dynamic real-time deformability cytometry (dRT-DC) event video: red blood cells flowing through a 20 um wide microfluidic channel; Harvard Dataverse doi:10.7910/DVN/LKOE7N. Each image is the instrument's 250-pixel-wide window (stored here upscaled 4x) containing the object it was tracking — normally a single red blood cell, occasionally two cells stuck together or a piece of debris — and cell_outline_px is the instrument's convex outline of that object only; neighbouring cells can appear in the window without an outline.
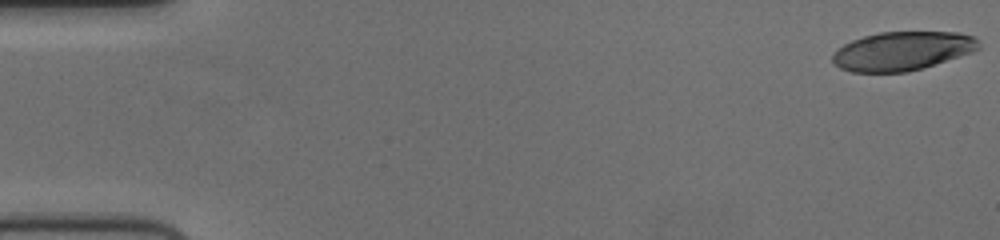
{"species": "human", "species_latin": "Homo sapiens", "temperature_condition": "cold", "stored_images_in_passage": 56, "camera_frame_rate_fps": 3000, "um_per_image_px": 0.085, "donor": {"sex": "female"}, "frame": {"image": 1, "passage_image": 1, "time_ms": 0.0, "image_size_px": [1000, 240], "cell_outline_px": [[980, 48], [972, 52], [924, 68], [908, 72], [852, 72], [840, 68], [832, 64], [832, 56], [844, 44], [852, 40], [864, 36], [880, 32], [960, 32], [976, 36], [980, 44]], "centroid_in_image_um": [76.73, 4.34], "position_along_channel_um": 8.3, "area_um2": 33.23}}
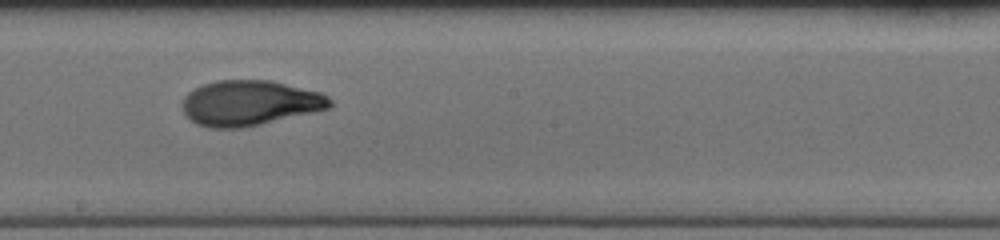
{"frame": {"image": 2, "passage_image": 32, "time_ms": 10.333, "image_size_px": [1000, 240], "cell_outline_px": [[332, 104], [328, 108], [312, 112], [260, 124], [240, 128], [208, 128], [196, 124], [184, 112], [184, 96], [188, 92], [204, 84], [216, 80], [272, 80], [320, 92], [328, 96], [332, 100]], "centroid_in_image_um": [21.23, 8.75], "position_along_channel_um": 227.0, "area_um2": 38.61}}
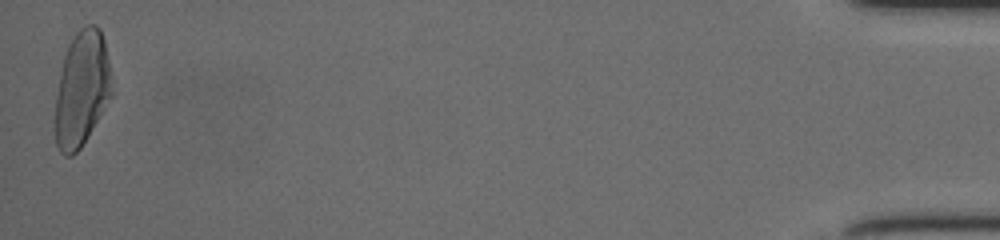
{"frame": {"image": 3, "passage_image": 56, "time_ms": 18.333, "image_size_px": [1000, 240], "cell_outline_px": [[112, 96], [80, 148], [72, 156], [64, 156], [60, 152], [56, 144], [56, 96], [64, 56], [68, 44], [76, 32], [80, 28], [88, 24], [96, 24], [100, 28], [104, 40], [108, 60], [112, 92]], "centroid_in_image_um": [6.96, 7.54], "position_along_channel_um": 428.2, "area_um2": 37.57}, "authors_computed_cell_mechanics": {"area_um2": 37.3388, "velocity_mm_per_s": 3.7139, "shape_relaxation_time_tau1_ms": 4.1669, "shape_relaxation_time_tau2_ms": 1.6212, "deformation_change_tau1": 0.1906, "deformation_change_tau2": 0.0729}}